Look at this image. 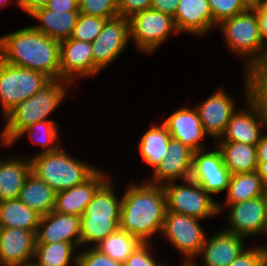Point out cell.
Listing matches in <instances>:
<instances>
[{"mask_svg": "<svg viewBox=\"0 0 267 266\" xmlns=\"http://www.w3.org/2000/svg\"><path fill=\"white\" fill-rule=\"evenodd\" d=\"M193 151L180 141L170 139L163 160L153 172L149 183L163 186L177 179L188 180L191 177Z\"/></svg>", "mask_w": 267, "mask_h": 266, "instance_id": "obj_15", "label": "cell"}, {"mask_svg": "<svg viewBox=\"0 0 267 266\" xmlns=\"http://www.w3.org/2000/svg\"><path fill=\"white\" fill-rule=\"evenodd\" d=\"M129 39L128 18L118 15L105 22L99 35L91 42L93 76L123 53Z\"/></svg>", "mask_w": 267, "mask_h": 266, "instance_id": "obj_11", "label": "cell"}, {"mask_svg": "<svg viewBox=\"0 0 267 266\" xmlns=\"http://www.w3.org/2000/svg\"><path fill=\"white\" fill-rule=\"evenodd\" d=\"M77 254V266H124L114 261L109 256L99 252L93 246L91 249L81 251Z\"/></svg>", "mask_w": 267, "mask_h": 266, "instance_id": "obj_39", "label": "cell"}, {"mask_svg": "<svg viewBox=\"0 0 267 266\" xmlns=\"http://www.w3.org/2000/svg\"><path fill=\"white\" fill-rule=\"evenodd\" d=\"M18 199L43 216L54 210L56 191L31 172L20 190Z\"/></svg>", "mask_w": 267, "mask_h": 266, "instance_id": "obj_25", "label": "cell"}, {"mask_svg": "<svg viewBox=\"0 0 267 266\" xmlns=\"http://www.w3.org/2000/svg\"><path fill=\"white\" fill-rule=\"evenodd\" d=\"M256 172L262 178V181L267 185V161H258Z\"/></svg>", "mask_w": 267, "mask_h": 266, "instance_id": "obj_48", "label": "cell"}, {"mask_svg": "<svg viewBox=\"0 0 267 266\" xmlns=\"http://www.w3.org/2000/svg\"><path fill=\"white\" fill-rule=\"evenodd\" d=\"M257 161H267V133L262 134L260 141L256 145Z\"/></svg>", "mask_w": 267, "mask_h": 266, "instance_id": "obj_47", "label": "cell"}, {"mask_svg": "<svg viewBox=\"0 0 267 266\" xmlns=\"http://www.w3.org/2000/svg\"><path fill=\"white\" fill-rule=\"evenodd\" d=\"M49 0H19L20 7L28 14H32L38 9L46 7Z\"/></svg>", "mask_w": 267, "mask_h": 266, "instance_id": "obj_46", "label": "cell"}, {"mask_svg": "<svg viewBox=\"0 0 267 266\" xmlns=\"http://www.w3.org/2000/svg\"><path fill=\"white\" fill-rule=\"evenodd\" d=\"M41 215L17 199L0 202V228L37 232Z\"/></svg>", "mask_w": 267, "mask_h": 266, "instance_id": "obj_27", "label": "cell"}, {"mask_svg": "<svg viewBox=\"0 0 267 266\" xmlns=\"http://www.w3.org/2000/svg\"><path fill=\"white\" fill-rule=\"evenodd\" d=\"M261 106L263 113H264V117L267 120V98H254Z\"/></svg>", "mask_w": 267, "mask_h": 266, "instance_id": "obj_49", "label": "cell"}, {"mask_svg": "<svg viewBox=\"0 0 267 266\" xmlns=\"http://www.w3.org/2000/svg\"><path fill=\"white\" fill-rule=\"evenodd\" d=\"M46 8L54 11H79L78 0H49Z\"/></svg>", "mask_w": 267, "mask_h": 266, "instance_id": "obj_45", "label": "cell"}, {"mask_svg": "<svg viewBox=\"0 0 267 266\" xmlns=\"http://www.w3.org/2000/svg\"><path fill=\"white\" fill-rule=\"evenodd\" d=\"M267 233V230H266ZM266 244L264 243L262 248V253H263V261L267 262V240L265 241Z\"/></svg>", "mask_w": 267, "mask_h": 266, "instance_id": "obj_50", "label": "cell"}, {"mask_svg": "<svg viewBox=\"0 0 267 266\" xmlns=\"http://www.w3.org/2000/svg\"><path fill=\"white\" fill-rule=\"evenodd\" d=\"M173 18L178 32L202 35L213 26L208 0H180Z\"/></svg>", "mask_w": 267, "mask_h": 266, "instance_id": "obj_22", "label": "cell"}, {"mask_svg": "<svg viewBox=\"0 0 267 266\" xmlns=\"http://www.w3.org/2000/svg\"><path fill=\"white\" fill-rule=\"evenodd\" d=\"M213 26L222 20L245 12L252 4L248 0H208Z\"/></svg>", "mask_w": 267, "mask_h": 266, "instance_id": "obj_36", "label": "cell"}, {"mask_svg": "<svg viewBox=\"0 0 267 266\" xmlns=\"http://www.w3.org/2000/svg\"><path fill=\"white\" fill-rule=\"evenodd\" d=\"M162 187L166 195L167 211L200 220L212 217L221 211L222 206L191 179L185 180L183 185L170 182Z\"/></svg>", "mask_w": 267, "mask_h": 266, "instance_id": "obj_7", "label": "cell"}, {"mask_svg": "<svg viewBox=\"0 0 267 266\" xmlns=\"http://www.w3.org/2000/svg\"><path fill=\"white\" fill-rule=\"evenodd\" d=\"M59 124L55 121L44 120L39 121L35 124L30 125L29 127L22 130L19 135L8 145L14 144L18 138L22 137L24 134H29V138L38 145H41L44 149L41 152H54L60 148L58 144V126ZM37 136H35V135ZM56 141V143H54ZM58 144V145H57Z\"/></svg>", "mask_w": 267, "mask_h": 266, "instance_id": "obj_34", "label": "cell"}, {"mask_svg": "<svg viewBox=\"0 0 267 266\" xmlns=\"http://www.w3.org/2000/svg\"><path fill=\"white\" fill-rule=\"evenodd\" d=\"M50 78L37 71L10 65L0 59V103L7 115L19 103L29 99Z\"/></svg>", "mask_w": 267, "mask_h": 266, "instance_id": "obj_6", "label": "cell"}, {"mask_svg": "<svg viewBox=\"0 0 267 266\" xmlns=\"http://www.w3.org/2000/svg\"><path fill=\"white\" fill-rule=\"evenodd\" d=\"M179 1L180 0H152L150 9L174 17Z\"/></svg>", "mask_w": 267, "mask_h": 266, "instance_id": "obj_44", "label": "cell"}, {"mask_svg": "<svg viewBox=\"0 0 267 266\" xmlns=\"http://www.w3.org/2000/svg\"><path fill=\"white\" fill-rule=\"evenodd\" d=\"M265 184L256 171L230 177L226 203H238L262 196Z\"/></svg>", "mask_w": 267, "mask_h": 266, "instance_id": "obj_30", "label": "cell"}, {"mask_svg": "<svg viewBox=\"0 0 267 266\" xmlns=\"http://www.w3.org/2000/svg\"><path fill=\"white\" fill-rule=\"evenodd\" d=\"M150 242L141 243L135 251L126 259L124 266H167L163 263H157L150 251Z\"/></svg>", "mask_w": 267, "mask_h": 266, "instance_id": "obj_40", "label": "cell"}, {"mask_svg": "<svg viewBox=\"0 0 267 266\" xmlns=\"http://www.w3.org/2000/svg\"><path fill=\"white\" fill-rule=\"evenodd\" d=\"M204 150L193 153L190 179L210 195L227 191L231 173L224 164L220 149L216 146L214 151Z\"/></svg>", "mask_w": 267, "mask_h": 266, "instance_id": "obj_12", "label": "cell"}, {"mask_svg": "<svg viewBox=\"0 0 267 266\" xmlns=\"http://www.w3.org/2000/svg\"><path fill=\"white\" fill-rule=\"evenodd\" d=\"M37 243H72L81 247L80 217L55 212L41 216L36 232Z\"/></svg>", "mask_w": 267, "mask_h": 266, "instance_id": "obj_16", "label": "cell"}, {"mask_svg": "<svg viewBox=\"0 0 267 266\" xmlns=\"http://www.w3.org/2000/svg\"><path fill=\"white\" fill-rule=\"evenodd\" d=\"M195 108L198 111L204 132L214 137L213 139L221 138L226 130L227 123L236 112L232 97L219 88Z\"/></svg>", "mask_w": 267, "mask_h": 266, "instance_id": "obj_18", "label": "cell"}, {"mask_svg": "<svg viewBox=\"0 0 267 266\" xmlns=\"http://www.w3.org/2000/svg\"><path fill=\"white\" fill-rule=\"evenodd\" d=\"M251 6L257 11L262 41L265 45H267V0H262L261 2L252 4Z\"/></svg>", "mask_w": 267, "mask_h": 266, "instance_id": "obj_43", "label": "cell"}, {"mask_svg": "<svg viewBox=\"0 0 267 266\" xmlns=\"http://www.w3.org/2000/svg\"><path fill=\"white\" fill-rule=\"evenodd\" d=\"M120 230L149 243L152 235L161 234L167 211L166 195L162 186L151 183L132 184L123 194Z\"/></svg>", "mask_w": 267, "mask_h": 266, "instance_id": "obj_2", "label": "cell"}, {"mask_svg": "<svg viewBox=\"0 0 267 266\" xmlns=\"http://www.w3.org/2000/svg\"><path fill=\"white\" fill-rule=\"evenodd\" d=\"M122 198L120 199L108 180L96 191L92 200L80 217L100 219H120Z\"/></svg>", "mask_w": 267, "mask_h": 266, "instance_id": "obj_28", "label": "cell"}, {"mask_svg": "<svg viewBox=\"0 0 267 266\" xmlns=\"http://www.w3.org/2000/svg\"><path fill=\"white\" fill-rule=\"evenodd\" d=\"M248 74L251 81V96L267 98V59L256 65Z\"/></svg>", "mask_w": 267, "mask_h": 266, "instance_id": "obj_38", "label": "cell"}, {"mask_svg": "<svg viewBox=\"0 0 267 266\" xmlns=\"http://www.w3.org/2000/svg\"><path fill=\"white\" fill-rule=\"evenodd\" d=\"M80 11H54L46 7L33 12L30 16L40 21L37 26H32L35 30L58 42L71 37Z\"/></svg>", "mask_w": 267, "mask_h": 266, "instance_id": "obj_23", "label": "cell"}, {"mask_svg": "<svg viewBox=\"0 0 267 266\" xmlns=\"http://www.w3.org/2000/svg\"><path fill=\"white\" fill-rule=\"evenodd\" d=\"M79 11L89 16L111 19L119 15L116 0H78Z\"/></svg>", "mask_w": 267, "mask_h": 266, "instance_id": "obj_37", "label": "cell"}, {"mask_svg": "<svg viewBox=\"0 0 267 266\" xmlns=\"http://www.w3.org/2000/svg\"><path fill=\"white\" fill-rule=\"evenodd\" d=\"M141 243L137 237L119 229L101 240L94 248L114 261L124 264Z\"/></svg>", "mask_w": 267, "mask_h": 266, "instance_id": "obj_32", "label": "cell"}, {"mask_svg": "<svg viewBox=\"0 0 267 266\" xmlns=\"http://www.w3.org/2000/svg\"><path fill=\"white\" fill-rule=\"evenodd\" d=\"M205 237L201 251L204 266H228L244 250V237L226 232H218ZM189 266H197L194 261Z\"/></svg>", "mask_w": 267, "mask_h": 266, "instance_id": "obj_21", "label": "cell"}, {"mask_svg": "<svg viewBox=\"0 0 267 266\" xmlns=\"http://www.w3.org/2000/svg\"><path fill=\"white\" fill-rule=\"evenodd\" d=\"M262 245L244 249L228 266H258L263 261Z\"/></svg>", "mask_w": 267, "mask_h": 266, "instance_id": "obj_41", "label": "cell"}, {"mask_svg": "<svg viewBox=\"0 0 267 266\" xmlns=\"http://www.w3.org/2000/svg\"><path fill=\"white\" fill-rule=\"evenodd\" d=\"M11 0H0V6H1V8H3V4H4V6L6 5V4H10L9 2H10ZM12 1H15V0H12ZM17 1V5L20 7V4H19V0H16ZM6 3V4H5Z\"/></svg>", "mask_w": 267, "mask_h": 266, "instance_id": "obj_51", "label": "cell"}, {"mask_svg": "<svg viewBox=\"0 0 267 266\" xmlns=\"http://www.w3.org/2000/svg\"><path fill=\"white\" fill-rule=\"evenodd\" d=\"M251 4H255V3H258V2H261L262 0H248Z\"/></svg>", "mask_w": 267, "mask_h": 266, "instance_id": "obj_53", "label": "cell"}, {"mask_svg": "<svg viewBox=\"0 0 267 266\" xmlns=\"http://www.w3.org/2000/svg\"><path fill=\"white\" fill-rule=\"evenodd\" d=\"M36 243V232L13 227L0 228L1 266H28L35 260Z\"/></svg>", "mask_w": 267, "mask_h": 266, "instance_id": "obj_14", "label": "cell"}, {"mask_svg": "<svg viewBox=\"0 0 267 266\" xmlns=\"http://www.w3.org/2000/svg\"><path fill=\"white\" fill-rule=\"evenodd\" d=\"M263 196H264V199H265L266 211H267V185H265Z\"/></svg>", "mask_w": 267, "mask_h": 266, "instance_id": "obj_52", "label": "cell"}, {"mask_svg": "<svg viewBox=\"0 0 267 266\" xmlns=\"http://www.w3.org/2000/svg\"><path fill=\"white\" fill-rule=\"evenodd\" d=\"M0 59L4 62L60 79V42L25 27L0 37Z\"/></svg>", "mask_w": 267, "mask_h": 266, "instance_id": "obj_1", "label": "cell"}, {"mask_svg": "<svg viewBox=\"0 0 267 266\" xmlns=\"http://www.w3.org/2000/svg\"><path fill=\"white\" fill-rule=\"evenodd\" d=\"M258 266H267V262L262 261Z\"/></svg>", "mask_w": 267, "mask_h": 266, "instance_id": "obj_54", "label": "cell"}, {"mask_svg": "<svg viewBox=\"0 0 267 266\" xmlns=\"http://www.w3.org/2000/svg\"><path fill=\"white\" fill-rule=\"evenodd\" d=\"M172 139L180 141L193 152L204 149L201 140L207 136L204 132L196 108L183 107L175 110L164 122Z\"/></svg>", "mask_w": 267, "mask_h": 266, "instance_id": "obj_19", "label": "cell"}, {"mask_svg": "<svg viewBox=\"0 0 267 266\" xmlns=\"http://www.w3.org/2000/svg\"><path fill=\"white\" fill-rule=\"evenodd\" d=\"M69 84L65 80L50 79L35 95L19 103L4 116L5 128L1 132L3 145L8 146L30 125L46 120L65 98Z\"/></svg>", "mask_w": 267, "mask_h": 266, "instance_id": "obj_3", "label": "cell"}, {"mask_svg": "<svg viewBox=\"0 0 267 266\" xmlns=\"http://www.w3.org/2000/svg\"><path fill=\"white\" fill-rule=\"evenodd\" d=\"M93 76L91 43L67 39L60 42V80L75 83L78 77Z\"/></svg>", "mask_w": 267, "mask_h": 266, "instance_id": "obj_17", "label": "cell"}, {"mask_svg": "<svg viewBox=\"0 0 267 266\" xmlns=\"http://www.w3.org/2000/svg\"><path fill=\"white\" fill-rule=\"evenodd\" d=\"M31 172L56 192L73 188L87 180L97 169L72 158L61 147L30 157Z\"/></svg>", "mask_w": 267, "mask_h": 266, "instance_id": "obj_5", "label": "cell"}, {"mask_svg": "<svg viewBox=\"0 0 267 266\" xmlns=\"http://www.w3.org/2000/svg\"><path fill=\"white\" fill-rule=\"evenodd\" d=\"M244 73L246 78L244 79V91L248 109H244V111L237 110L232 115L220 142H241L256 146L262 136L261 126L267 128V120L260 104L251 96L249 74Z\"/></svg>", "mask_w": 267, "mask_h": 266, "instance_id": "obj_8", "label": "cell"}, {"mask_svg": "<svg viewBox=\"0 0 267 266\" xmlns=\"http://www.w3.org/2000/svg\"><path fill=\"white\" fill-rule=\"evenodd\" d=\"M229 208L228 223L225 231L242 237L265 233L267 230V211L264 196L238 203H225Z\"/></svg>", "mask_w": 267, "mask_h": 266, "instance_id": "obj_13", "label": "cell"}, {"mask_svg": "<svg viewBox=\"0 0 267 266\" xmlns=\"http://www.w3.org/2000/svg\"><path fill=\"white\" fill-rule=\"evenodd\" d=\"M128 20L130 39L144 53H152L172 31L178 32L172 16L153 9L138 12Z\"/></svg>", "mask_w": 267, "mask_h": 266, "instance_id": "obj_10", "label": "cell"}, {"mask_svg": "<svg viewBox=\"0 0 267 266\" xmlns=\"http://www.w3.org/2000/svg\"><path fill=\"white\" fill-rule=\"evenodd\" d=\"M218 26L232 52L246 58V73L267 59V45L262 41L257 11L252 6L243 13L222 20Z\"/></svg>", "mask_w": 267, "mask_h": 266, "instance_id": "obj_4", "label": "cell"}, {"mask_svg": "<svg viewBox=\"0 0 267 266\" xmlns=\"http://www.w3.org/2000/svg\"><path fill=\"white\" fill-rule=\"evenodd\" d=\"M103 173L106 174L97 169L83 183L56 192L54 211L80 217L96 191L108 180Z\"/></svg>", "mask_w": 267, "mask_h": 266, "instance_id": "obj_20", "label": "cell"}, {"mask_svg": "<svg viewBox=\"0 0 267 266\" xmlns=\"http://www.w3.org/2000/svg\"><path fill=\"white\" fill-rule=\"evenodd\" d=\"M199 221L188 215L166 211L161 235L184 255L183 266H189L194 257L199 256L204 243L206 235Z\"/></svg>", "mask_w": 267, "mask_h": 266, "instance_id": "obj_9", "label": "cell"}, {"mask_svg": "<svg viewBox=\"0 0 267 266\" xmlns=\"http://www.w3.org/2000/svg\"><path fill=\"white\" fill-rule=\"evenodd\" d=\"M76 247L72 243H36L34 258L35 266H70V260L77 266V253L74 257ZM74 258H73V257Z\"/></svg>", "mask_w": 267, "mask_h": 266, "instance_id": "obj_31", "label": "cell"}, {"mask_svg": "<svg viewBox=\"0 0 267 266\" xmlns=\"http://www.w3.org/2000/svg\"><path fill=\"white\" fill-rule=\"evenodd\" d=\"M31 173L30 159L0 160V202L17 199L27 176Z\"/></svg>", "mask_w": 267, "mask_h": 266, "instance_id": "obj_24", "label": "cell"}, {"mask_svg": "<svg viewBox=\"0 0 267 266\" xmlns=\"http://www.w3.org/2000/svg\"><path fill=\"white\" fill-rule=\"evenodd\" d=\"M171 136L164 123L151 127L140 139L139 149L142 159L153 170L163 160L168 150Z\"/></svg>", "mask_w": 267, "mask_h": 266, "instance_id": "obj_29", "label": "cell"}, {"mask_svg": "<svg viewBox=\"0 0 267 266\" xmlns=\"http://www.w3.org/2000/svg\"><path fill=\"white\" fill-rule=\"evenodd\" d=\"M107 18L79 13L70 39L93 42L103 29Z\"/></svg>", "mask_w": 267, "mask_h": 266, "instance_id": "obj_35", "label": "cell"}, {"mask_svg": "<svg viewBox=\"0 0 267 266\" xmlns=\"http://www.w3.org/2000/svg\"><path fill=\"white\" fill-rule=\"evenodd\" d=\"M80 229L81 246L88 243L96 245L120 229V219L80 217Z\"/></svg>", "mask_w": 267, "mask_h": 266, "instance_id": "obj_33", "label": "cell"}, {"mask_svg": "<svg viewBox=\"0 0 267 266\" xmlns=\"http://www.w3.org/2000/svg\"><path fill=\"white\" fill-rule=\"evenodd\" d=\"M152 0H120L118 3L119 16L130 18L132 15L150 9Z\"/></svg>", "mask_w": 267, "mask_h": 266, "instance_id": "obj_42", "label": "cell"}, {"mask_svg": "<svg viewBox=\"0 0 267 266\" xmlns=\"http://www.w3.org/2000/svg\"><path fill=\"white\" fill-rule=\"evenodd\" d=\"M214 143L220 149L224 158V164L229 169L231 175L257 170L256 146L241 142H220L217 144V140Z\"/></svg>", "mask_w": 267, "mask_h": 266, "instance_id": "obj_26", "label": "cell"}]
</instances>
